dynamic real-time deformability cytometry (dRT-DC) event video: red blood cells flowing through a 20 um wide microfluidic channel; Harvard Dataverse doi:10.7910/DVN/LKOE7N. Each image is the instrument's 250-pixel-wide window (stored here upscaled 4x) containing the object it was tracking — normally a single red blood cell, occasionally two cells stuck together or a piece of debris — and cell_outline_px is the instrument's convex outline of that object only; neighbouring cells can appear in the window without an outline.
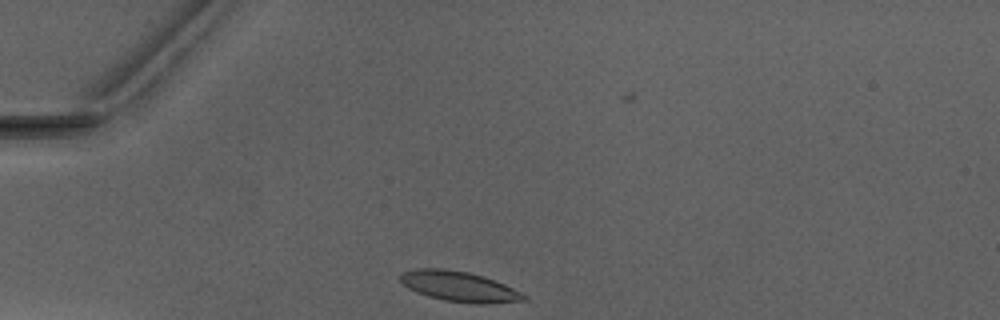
{"species": "Egyptian fruit bat (a non-hibernating species)", "species_latin": "Rousettus aegyptiacus", "temperature_condition": "warm", "stored_images_in_passage": 28, "camera_frame_rate_fps": 3000, "um_per_image_px": 0.085, "animal": {"sex": "male"}, "frame": {"image": 1, "passage_image": 1, "time_ms": 0.0, "image_size_px": [1000, 320], "cell_outline_px": [[528, 300], [488, 304], [476, 304], [444, 300], [428, 296], [416, 292], [408, 288], [396, 276], [400, 272], [416, 268], [444, 268], [468, 272], [484, 276], [504, 284], [528, 296]], "centroid_in_image_um": [39.0, 24.34], "position_along_channel_um": 46.0, "area_um2": 22.02}}
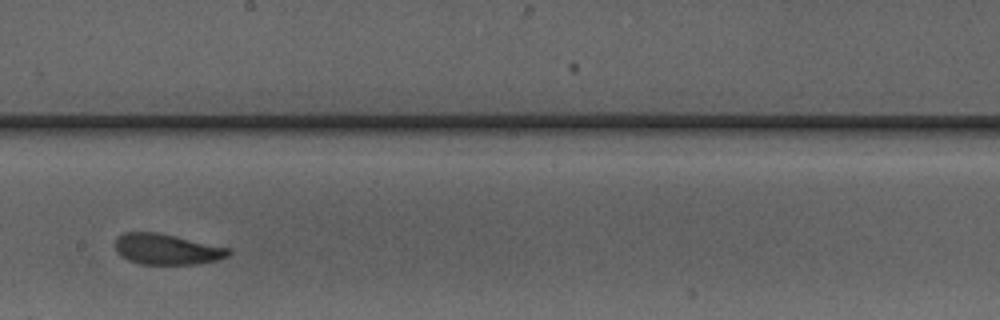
{"frame": {"image": 2, "passage_image": 17, "time_ms": 5.333, "image_size_px": [1000, 320], "cell_outline_px": [[232, 252], [228, 256], [220, 260], [192, 264], [140, 264], [128, 260], [120, 256], [116, 252], [116, 240], [124, 232], [156, 232], [228, 248]], "centroid_in_image_um": [14.16, 21.2], "position_along_channel_um": 234.0, "area_um2": 20.06}}
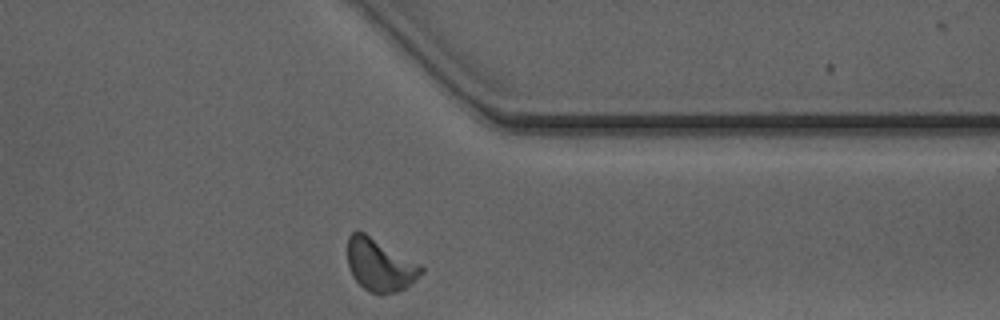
{"frame": {"image": 3, "passage_image": 28, "time_ms": 9.0, "image_size_px": [1000, 320], "cell_outline_px": [[424, 272], [404, 288], [396, 292], [368, 292], [352, 276], [348, 264], [348, 236], [352, 232], [364, 232], [420, 264], [424, 268]], "centroid_in_image_um": [32.28, 22.51], "position_along_channel_um": 379.1, "area_um2": 22.02}, "authors_computed_cell_mechanics": {"area_um2": 21.5016, "velocity_mm_per_s": 4.0536, "shape_relaxation_time_tau1_ms": 3.4993, "shape_relaxation_time_tau2_ms": 1.7819, "deformation_change_tau1": 0.115, "deformation_change_tau2": 0.0857}}